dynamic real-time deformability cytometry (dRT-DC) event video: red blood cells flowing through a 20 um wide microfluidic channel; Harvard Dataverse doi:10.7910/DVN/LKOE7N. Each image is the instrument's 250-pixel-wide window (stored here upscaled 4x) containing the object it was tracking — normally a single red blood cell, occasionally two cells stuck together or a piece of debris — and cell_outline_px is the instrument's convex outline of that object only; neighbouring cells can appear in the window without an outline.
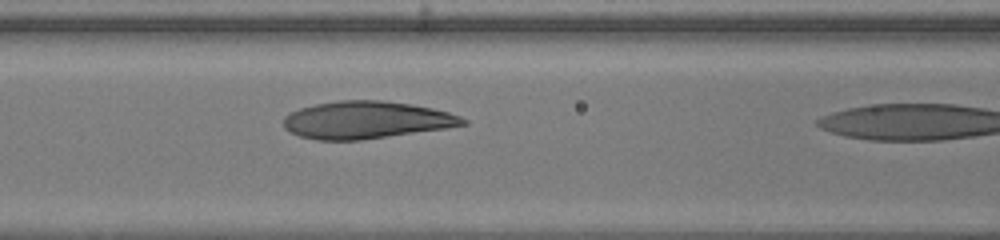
{"species": "human", "species_latin": "Homo sapiens", "temperature_condition": "warm", "stored_images_in_passage": 11, "camera_frame_rate_fps": 3000, "um_per_image_px": 0.085, "donor": {"sex": "female"}, "frame": {"image": 1, "passage_image": 10, "time_ms": 3.0, "image_size_px": [1000, 240], "cell_outline_px": [[468, 124], [444, 128], [360, 140], [316, 140], [300, 136], [288, 132], [284, 128], [284, 116], [288, 112], [300, 108], [316, 104], [340, 100], [384, 100], [412, 104], [432, 108], [448, 112], [460, 116], [468, 120]], "centroid_in_image_um": [31.1, 10.19], "position_along_channel_um": 135.5, "area_um2": 39.07}}